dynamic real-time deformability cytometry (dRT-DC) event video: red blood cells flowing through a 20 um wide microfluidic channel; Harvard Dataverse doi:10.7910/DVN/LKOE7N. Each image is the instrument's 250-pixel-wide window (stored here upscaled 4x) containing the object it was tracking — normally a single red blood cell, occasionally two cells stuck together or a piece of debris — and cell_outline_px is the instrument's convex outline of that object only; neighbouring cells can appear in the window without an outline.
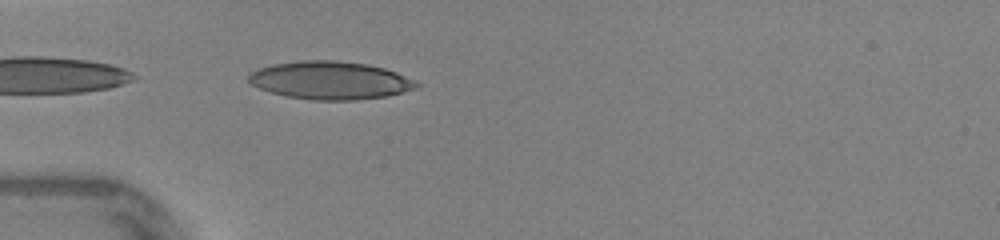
{"species": "human", "species_latin": "Homo sapiens", "temperature_condition": "warm", "stored_images_in_passage": 5, "camera_frame_rate_fps": 3000, "um_per_image_px": 0.085, "donor": {"sex": "female"}, "frame": {"image": 1, "passage_image": 1, "time_ms": 0.0, "image_size_px": [1000, 240], "cell_outline_px": [[420, 84], [412, 88], [400, 92], [384, 96], [356, 100], [312, 100], [288, 96], [272, 92], [260, 88], [252, 84], [248, 80], [248, 76], [252, 72], [260, 68], [272, 64], [300, 60], [336, 60], [368, 64], [384, 68], [396, 72]], "centroid_in_image_um": [28.03, 6.82], "position_along_channel_um": 57.0, "area_um2": 36.65}}